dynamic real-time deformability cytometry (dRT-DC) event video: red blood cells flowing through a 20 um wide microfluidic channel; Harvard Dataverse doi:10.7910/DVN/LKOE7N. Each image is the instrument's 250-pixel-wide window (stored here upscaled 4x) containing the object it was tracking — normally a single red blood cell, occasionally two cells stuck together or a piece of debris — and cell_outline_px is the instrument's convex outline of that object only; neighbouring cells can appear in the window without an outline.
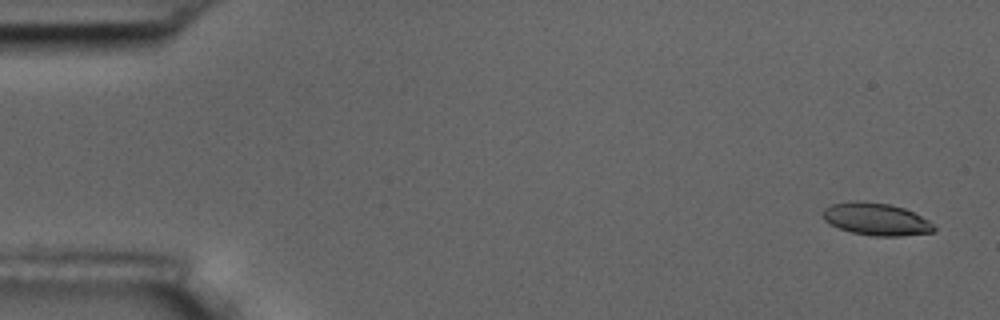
{"species": "common noctule bat (a hibernating species)", "species_latin": "Nyctalus noctula", "temperature_condition": "room temperature", "stored_images_in_passage": 5, "camera_frame_rate_fps": 3000, "um_per_image_px": 0.085, "animal": {"sex": "male", "body_mass_g": 17.5, "forearm_length_mm": 52.3}, "frame": {"image": 1, "passage_image": 1, "time_ms": 0.0, "image_size_px": [1000, 320], "cell_outline_px": [[936, 228], [932, 232], [900, 236], [872, 236], [852, 232], [828, 224], [824, 220], [824, 208], [832, 204], [852, 200], [860, 200], [888, 204], [904, 208], [928, 220]], "centroid_in_image_um": [74.44, 18.62], "position_along_channel_um": 10.6, "area_um2": 20.87}}
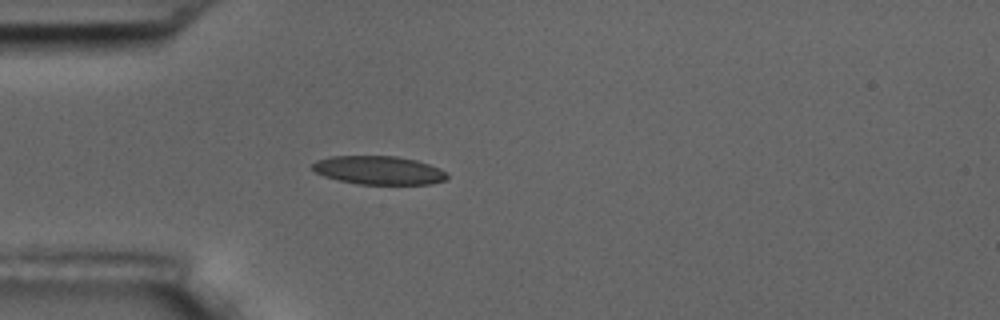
{"frame": {"image": 2, "passage_image": 5, "time_ms": 4.667, "image_size_px": [1000, 320], "cell_outline_px": [[448, 176], [444, 180], [432, 184], [356, 184], [324, 176], [316, 172], [312, 168], [312, 164], [316, 160], [332, 156], [396, 156], [416, 160], [440, 168], [448, 172]], "centroid_in_image_um": [32.21, 14.47], "position_along_channel_um": 52.8, "area_um2": 22.37}}